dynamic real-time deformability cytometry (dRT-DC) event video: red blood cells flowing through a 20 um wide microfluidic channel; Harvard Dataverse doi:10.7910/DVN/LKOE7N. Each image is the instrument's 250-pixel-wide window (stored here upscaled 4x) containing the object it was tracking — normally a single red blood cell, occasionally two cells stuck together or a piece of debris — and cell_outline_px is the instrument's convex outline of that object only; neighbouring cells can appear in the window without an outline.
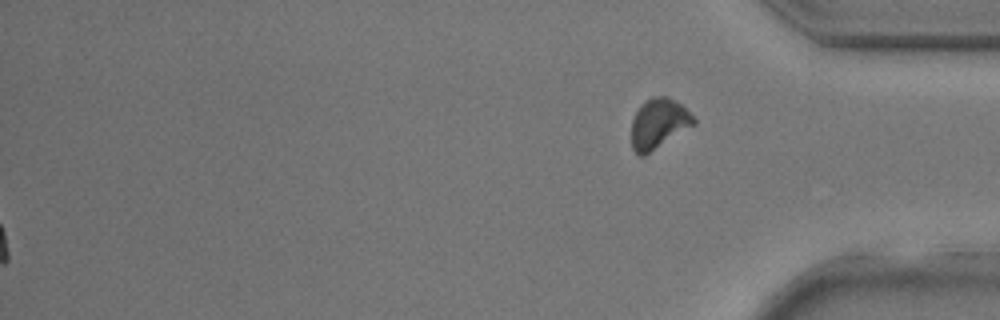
{"species": "common noctule bat (a hibernating species)", "species_latin": "Nyctalus noctula", "temperature_condition": "room temperature", "stored_images_in_passage": 36, "segment_of_instrument_passage": [2, 2], "camera_frame_rate_fps": 3000, "um_per_image_px": 0.085, "animal": {"sex": "male", "body_mass_g": 17.9, "forearm_length_mm": 54.2}, "frame": {"image": 1, "passage_image": 36, "time_ms": 11.667, "image_size_px": [1000, 320], "cell_outline_px": [[696, 124], [644, 156], [640, 156], [632, 148], [632, 120], [640, 104], [652, 96], [668, 96], [680, 104], [696, 120]], "centroid_in_image_um": [55.97, 10.5], "position_along_channel_um": 379.2, "area_um2": 18.03}}